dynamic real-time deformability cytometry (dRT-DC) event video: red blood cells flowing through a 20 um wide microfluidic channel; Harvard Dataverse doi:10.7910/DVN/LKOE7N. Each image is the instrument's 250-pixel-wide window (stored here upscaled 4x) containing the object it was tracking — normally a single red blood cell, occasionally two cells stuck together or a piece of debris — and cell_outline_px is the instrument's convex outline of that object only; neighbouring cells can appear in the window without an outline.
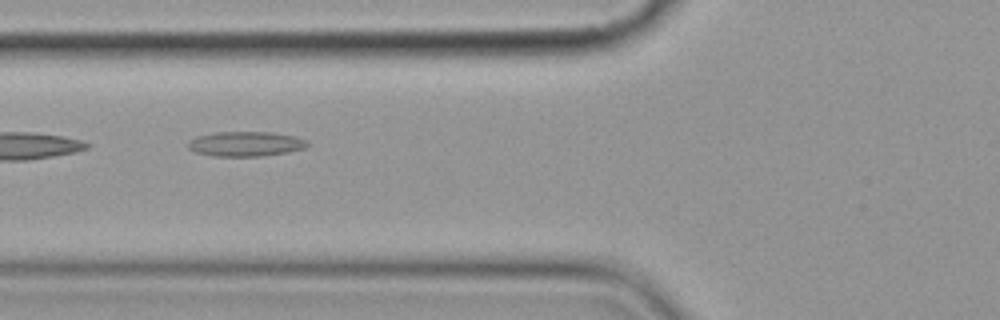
{"species": "common noctule bat (a hibernating species)", "species_latin": "Nyctalus noctula", "temperature_condition": "cold", "stored_images_in_passage": 7, "camera_frame_rate_fps": 3000, "um_per_image_px": 0.085, "animal": {"sex": "female", "body_mass_g": 19.9}, "frame": {"image": 1, "passage_image": 6, "time_ms": 6.0, "image_size_px": [1000, 320], "cell_outline_px": [[312, 144], [304, 148], [288, 152], [260, 156], [212, 156], [192, 152], [188, 148], [188, 140], [196, 136], [216, 132], [272, 132], [296, 136], [308, 140]], "centroid_in_image_um": [20.88, 12.23], "position_along_channel_um": 104.9, "area_um2": 17.57}}
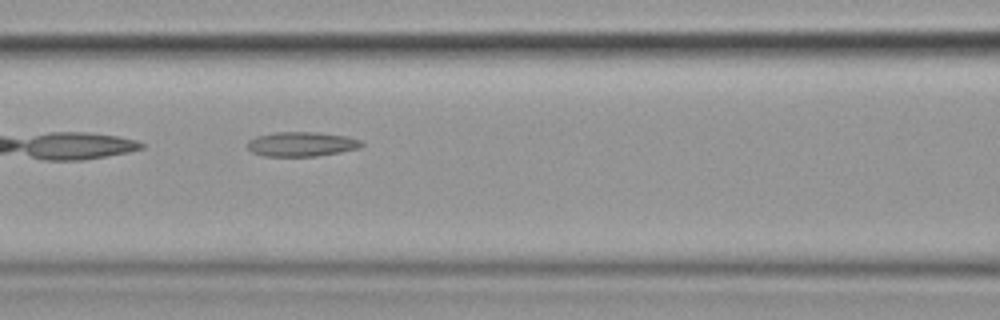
{"frame": {"image": 2, "passage_image": 7, "time_ms": 7.0, "image_size_px": [1000, 320], "cell_outline_px": [[364, 144], [360, 148], [340, 152], [316, 156], [264, 156], [252, 152], [248, 148], [248, 140], [256, 136], [276, 132], [316, 132], [348, 136], [360, 140]], "centroid_in_image_um": [25.64, 12.24], "position_along_channel_um": 141.0, "area_um2": 16.36}}